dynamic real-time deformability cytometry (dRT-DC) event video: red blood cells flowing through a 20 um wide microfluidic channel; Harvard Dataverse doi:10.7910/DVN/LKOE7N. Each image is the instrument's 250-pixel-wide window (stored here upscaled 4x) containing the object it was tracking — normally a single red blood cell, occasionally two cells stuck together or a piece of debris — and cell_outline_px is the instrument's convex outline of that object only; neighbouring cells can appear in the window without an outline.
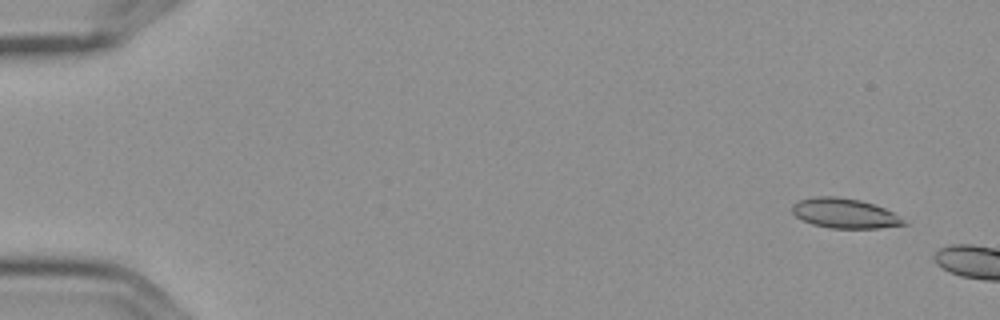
{"species": "Egyptian fruit bat (a non-hibernating species)", "species_latin": "Rousettus aegyptiacus", "temperature_condition": "cold", "stored_images_in_passage": 2, "camera_frame_rate_fps": 3000, "um_per_image_px": 0.085, "frame": {"image": 1, "passage_image": 1, "time_ms": 0.0, "image_size_px": [1000, 320], "cell_outline_px": [[908, 224], [880, 228], [832, 228], [812, 224], [796, 216], [792, 212], [792, 204], [800, 200], [816, 196], [836, 196], [860, 200], [884, 208], [892, 212]], "centroid_in_image_um": [71.77, 18.13], "position_along_channel_um": 13.2, "area_um2": 19.13}}